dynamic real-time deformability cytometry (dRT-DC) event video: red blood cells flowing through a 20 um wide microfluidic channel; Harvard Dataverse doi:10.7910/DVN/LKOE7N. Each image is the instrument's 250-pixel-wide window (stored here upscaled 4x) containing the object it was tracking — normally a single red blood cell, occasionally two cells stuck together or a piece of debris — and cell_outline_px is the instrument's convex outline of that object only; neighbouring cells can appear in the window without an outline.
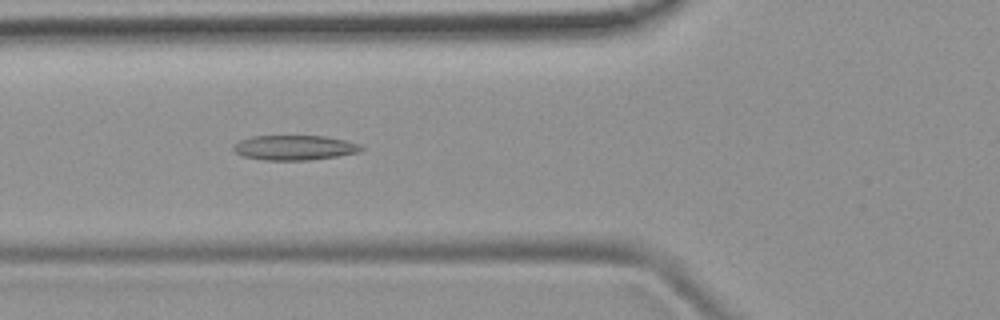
{"species": "common noctule bat (a hibernating species)", "species_latin": "Nyctalus noctula", "temperature_condition": "room temperature", "stored_images_in_passage": 27, "camera_frame_rate_fps": 3000, "um_per_image_px": 0.085, "animal": {"sex": "female", "body_mass_g": 19.9}, "frame": {"image": 1, "passage_image": 18, "time_ms": 5.667, "image_size_px": [1000, 320], "cell_outline_px": [[364, 148], [360, 152], [336, 156], [308, 160], [264, 160], [240, 156], [232, 148], [240, 140], [252, 136], [324, 136], [344, 140], [360, 144]], "centroid_in_image_um": [25.02, 12.55], "position_along_channel_um": 100.8, "area_um2": 18.44}}
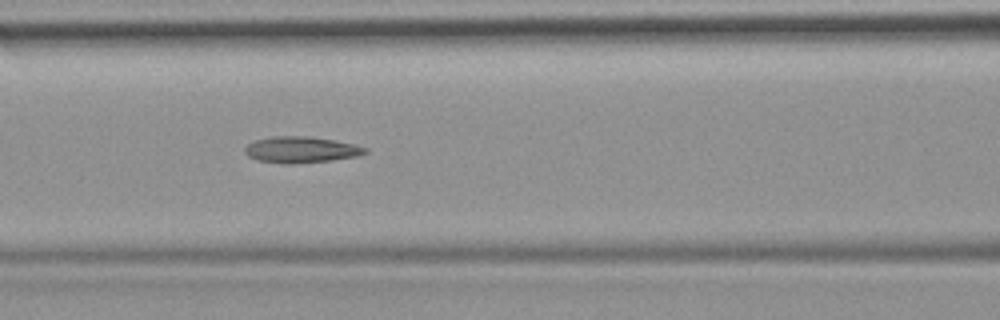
{"frame": {"image": 2, "passage_image": 21, "time_ms": 6.667, "image_size_px": [1000, 320], "cell_outline_px": [[368, 152], [356, 156], [332, 160], [292, 164], [284, 164], [256, 160], [248, 156], [244, 152], [244, 148], [248, 144], [256, 140], [272, 136], [312, 136], [336, 140], [356, 144], [368, 148]], "centroid_in_image_um": [25.6, 12.72], "position_along_channel_um": 141.0, "area_um2": 18.61}}
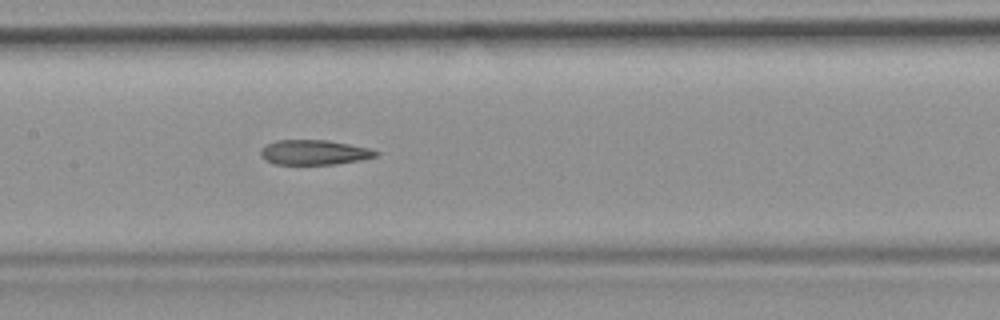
{"frame": {"image": 3, "passage_image": 24, "time_ms": 7.667, "image_size_px": [1000, 320], "cell_outline_px": [[380, 152], [376, 156], [360, 160], [336, 164], [276, 164], [264, 160], [260, 156], [260, 148], [276, 140], [328, 140], [372, 148]], "centroid_in_image_um": [26.71, 12.94], "position_along_channel_um": 180.7, "area_um2": 16.82}}